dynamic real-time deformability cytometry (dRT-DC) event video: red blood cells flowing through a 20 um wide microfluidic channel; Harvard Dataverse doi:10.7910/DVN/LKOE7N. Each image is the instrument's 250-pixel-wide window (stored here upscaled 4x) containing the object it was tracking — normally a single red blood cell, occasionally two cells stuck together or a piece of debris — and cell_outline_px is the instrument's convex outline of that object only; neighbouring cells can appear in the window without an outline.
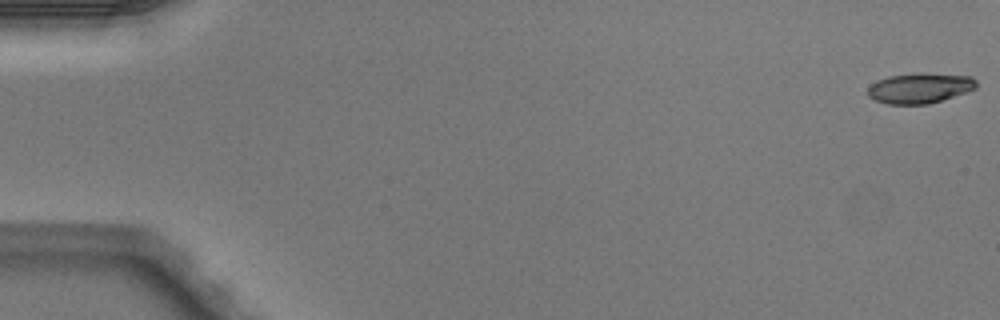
{"species": "Egyptian fruit bat (a non-hibernating species)", "species_latin": "Rousettus aegyptiacus", "temperature_condition": "warm", "stored_images_in_passage": 7, "camera_frame_rate_fps": 3000, "um_per_image_px": 0.085, "animal": {"sex": "male"}, "frame": {"image": 1, "passage_image": 1, "time_ms": 0.0, "image_size_px": [1000, 320], "cell_outline_px": [[976, 88], [928, 104], [888, 104], [876, 100], [868, 96], [868, 88], [876, 80], [888, 76], [920, 72], [972, 76], [976, 80]], "centroid_in_image_um": [78.16, 7.47], "position_along_channel_um": 6.8, "area_um2": 19.07}}
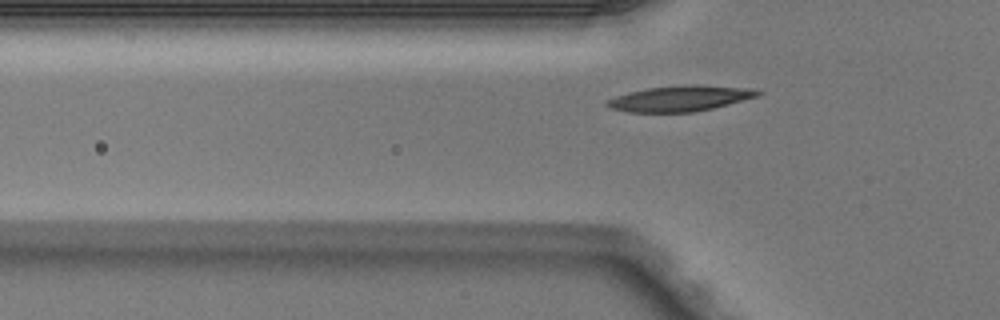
{"frame": {"image": 2, "passage_image": 6, "time_ms": 1.667, "image_size_px": [1000, 320], "cell_outline_px": [[764, 92], [760, 96], [712, 108], [692, 112], [628, 112], [608, 108], [604, 104], [608, 100], [616, 96], [648, 88], [684, 84], [696, 84], [756, 88]], "centroid_in_image_um": [57.88, 8.35], "position_along_channel_um": 67.9, "area_um2": 22.72}}
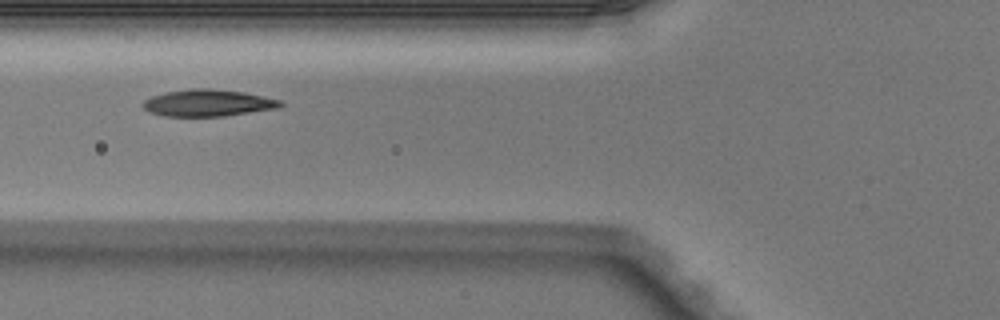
{"frame": {"image": 3, "passage_image": 7, "time_ms": 2.0, "image_size_px": [1000, 320], "cell_outline_px": [[284, 104], [280, 108], [224, 116], [164, 116], [148, 112], [140, 104], [144, 100], [152, 96], [168, 92], [192, 88], [212, 88], [244, 92], [284, 100]], "centroid_in_image_um": [17.72, 8.75], "position_along_channel_um": 108.1, "area_um2": 21.73}}